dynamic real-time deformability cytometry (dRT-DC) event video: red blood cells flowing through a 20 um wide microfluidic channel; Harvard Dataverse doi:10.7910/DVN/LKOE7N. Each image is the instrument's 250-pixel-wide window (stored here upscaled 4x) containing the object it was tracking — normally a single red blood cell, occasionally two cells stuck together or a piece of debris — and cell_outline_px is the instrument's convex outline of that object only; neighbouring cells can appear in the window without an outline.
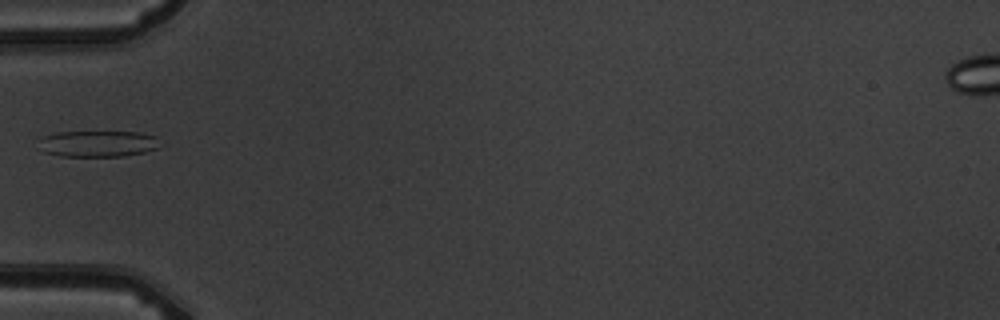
{"species": "common noctule bat (a hibernating species)", "species_latin": "Nyctalus noctula", "temperature_condition": "warm", "stored_images_in_passage": 2, "camera_frame_rate_fps": 3000, "um_per_image_px": 0.085, "animal": {"sex": "male", "body_mass_g": 19.5, "forearm_length_mm": 54.6}, "frame": {"image": 1, "passage_image": 2, "time_ms": 1.0, "image_size_px": [1000, 320], "cell_outline_px": [[160, 148], [144, 152], [124, 156], [60, 156], [44, 152], [36, 140], [40, 136], [56, 132], [140, 132], [156, 136]], "centroid_in_image_um": [8.28, 12.21], "position_along_channel_um": 76.7, "area_um2": 18.79}}